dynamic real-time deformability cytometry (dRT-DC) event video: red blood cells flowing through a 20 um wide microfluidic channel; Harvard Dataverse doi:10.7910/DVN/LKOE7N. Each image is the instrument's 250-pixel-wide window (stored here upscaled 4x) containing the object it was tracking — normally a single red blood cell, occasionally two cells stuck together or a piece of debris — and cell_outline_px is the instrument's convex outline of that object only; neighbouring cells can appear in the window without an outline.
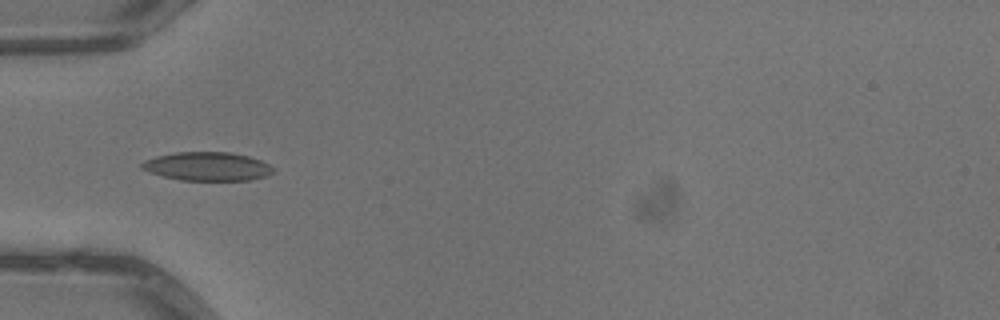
{"species": "common noctule bat (a hibernating species)", "species_latin": "Nyctalus noctula", "temperature_condition": "warm", "stored_images_in_passage": 2, "camera_frame_rate_fps": 3000, "um_per_image_px": 0.085, "animal": {"sex": "male", "body_mass_g": 13.3}, "frame": {"image": 1, "passage_image": 2, "time_ms": 0.333, "image_size_px": [1000, 320], "cell_outline_px": [[276, 168], [272, 172], [264, 176], [248, 180], [180, 180], [148, 172], [140, 168], [140, 164], [144, 160], [156, 156], [176, 152], [228, 152], [248, 156], [260, 160]], "centroid_in_image_um": [17.58, 14.14], "position_along_channel_um": 67.4, "area_um2": 21.85}}